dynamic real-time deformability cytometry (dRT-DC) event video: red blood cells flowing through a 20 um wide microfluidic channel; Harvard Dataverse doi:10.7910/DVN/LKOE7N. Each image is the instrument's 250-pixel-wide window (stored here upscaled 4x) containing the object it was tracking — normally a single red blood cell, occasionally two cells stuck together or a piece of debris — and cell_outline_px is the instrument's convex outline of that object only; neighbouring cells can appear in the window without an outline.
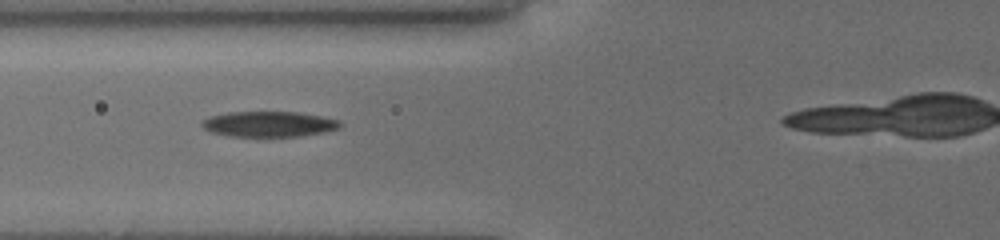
{"species": "common noctule bat (a hibernating species)", "species_latin": "Nyctalus noctula", "temperature_condition": "cold", "stored_images_in_passage": 5, "segment_of_instrument_passage": [1, 2], "camera_frame_rate_fps": 3000, "um_per_image_px": 0.085, "animal": {"sex": "female", "body_mass_g": 19.5, "forearm_length_mm": 54.1}, "frame": {"image": 1, "passage_image": 2, "time_ms": 1.0, "image_size_px": [1000, 240], "cell_outline_px": [[344, 124], [340, 128], [324, 132], [300, 136], [228, 136], [212, 132], [204, 128], [200, 124], [204, 120], [212, 116], [228, 112], [296, 112], [320, 116], [340, 120]], "centroid_in_image_um": [22.9, 10.55], "position_along_channel_um": 102.9, "area_um2": 20.4}}
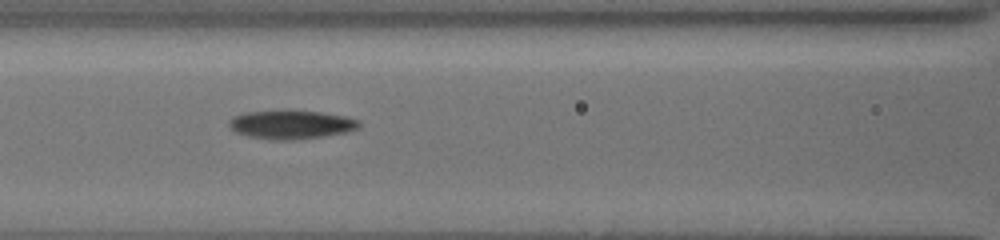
{"frame": {"image": 2, "passage_image": 3, "time_ms": 2.0, "image_size_px": [1000, 240], "cell_outline_px": [[360, 124], [356, 128], [344, 132], [324, 136], [284, 140], [272, 140], [248, 136], [236, 132], [228, 124], [228, 120], [232, 116], [244, 112], [288, 108], [320, 112], [344, 116], [360, 120]], "centroid_in_image_um": [24.68, 10.54], "position_along_channel_um": 141.9, "area_um2": 22.14}}